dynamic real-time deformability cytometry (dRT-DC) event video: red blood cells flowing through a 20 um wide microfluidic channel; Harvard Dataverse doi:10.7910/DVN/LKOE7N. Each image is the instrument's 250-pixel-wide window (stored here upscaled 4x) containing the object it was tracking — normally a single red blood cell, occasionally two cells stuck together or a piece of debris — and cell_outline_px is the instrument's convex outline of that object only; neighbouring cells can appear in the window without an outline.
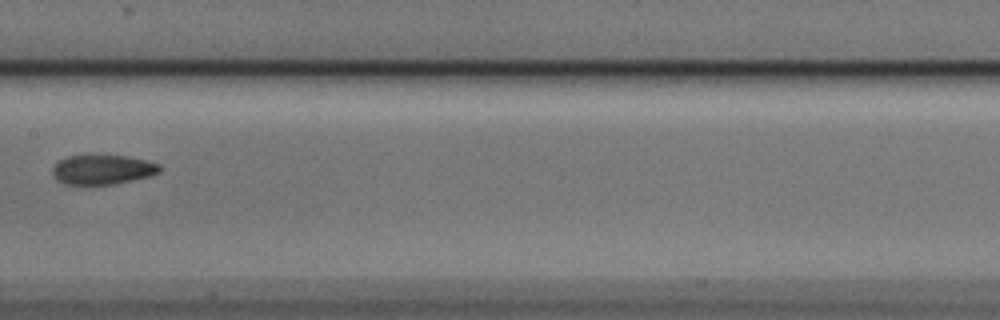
{"species": "Egyptian fruit bat (a non-hibernating species)", "species_latin": "Rousettus aegyptiacus", "temperature_condition": "cold", "stored_images_in_passage": 9, "camera_frame_rate_fps": 3000, "um_per_image_px": 0.085, "animal": {"sex": "male"}, "frame": {"image": 1, "passage_image": 8, "time_ms": 2.333, "image_size_px": [1000, 320], "cell_outline_px": [[160, 172], [152, 176], [116, 184], [88, 188], [64, 184], [56, 180], [52, 176], [52, 168], [64, 156], [84, 152], [92, 152], [128, 156], [160, 164]], "centroid_in_image_um": [8.63, 14.41], "position_along_channel_um": 198.8, "area_um2": 20.29}}
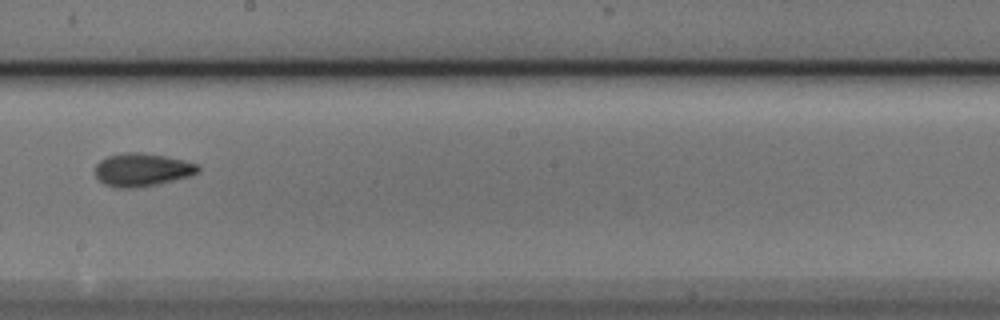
{"frame": {"image": 2, "passage_image": 9, "time_ms": 2.667, "image_size_px": [1000, 320], "cell_outline_px": [[200, 168], [196, 172], [188, 176], [156, 184], [132, 188], [116, 188], [104, 184], [96, 176], [96, 164], [100, 160], [108, 156], [128, 152], [136, 152], [164, 156], [184, 160], [196, 164]], "centroid_in_image_um": [12.03, 14.43], "position_along_channel_um": 236.2, "area_um2": 19.42}}